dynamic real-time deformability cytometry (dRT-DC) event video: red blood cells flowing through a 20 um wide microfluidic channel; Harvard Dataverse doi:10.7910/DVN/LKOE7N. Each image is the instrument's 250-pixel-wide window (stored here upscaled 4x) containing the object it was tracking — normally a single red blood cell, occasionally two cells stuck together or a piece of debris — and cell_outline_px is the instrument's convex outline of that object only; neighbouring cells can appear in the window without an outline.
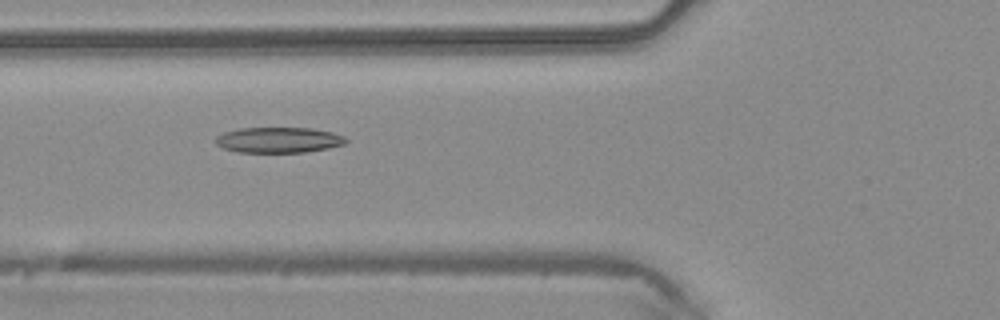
{"species": "common noctule bat (a hibernating species)", "species_latin": "Nyctalus noctula", "temperature_condition": "warm", "stored_images_in_passage": 40, "camera_frame_rate_fps": 3000, "um_per_image_px": 0.085, "animal": {"sex": "male", "body_mass_g": 20.4}, "frame": {"image": 1, "passage_image": 11, "time_ms": 3.333, "image_size_px": [1000, 320], "cell_outline_px": [[348, 140], [344, 144], [328, 148], [304, 152], [236, 152], [224, 148], [216, 144], [216, 136], [224, 132], [240, 128], [312, 128], [332, 132], [344, 136]], "centroid_in_image_um": [23.68, 11.89], "position_along_channel_um": 102.1, "area_um2": 19.36}}
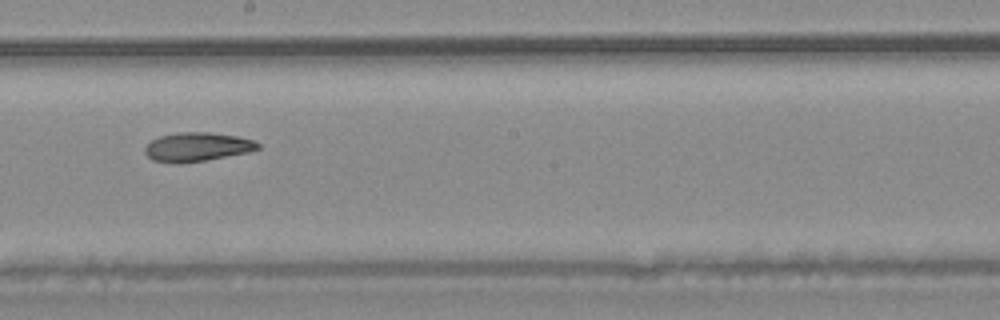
{"frame": {"image": 2, "passage_image": 20, "time_ms": 6.333, "image_size_px": [1000, 320], "cell_outline_px": [[260, 148], [248, 152], [204, 160], [180, 164], [172, 164], [152, 160], [144, 152], [144, 148], [152, 140], [160, 136], [180, 132], [208, 132], [236, 136], [252, 140], [260, 144]], "centroid_in_image_um": [16.72, 12.5], "position_along_channel_um": 231.5, "area_um2": 18.96}}
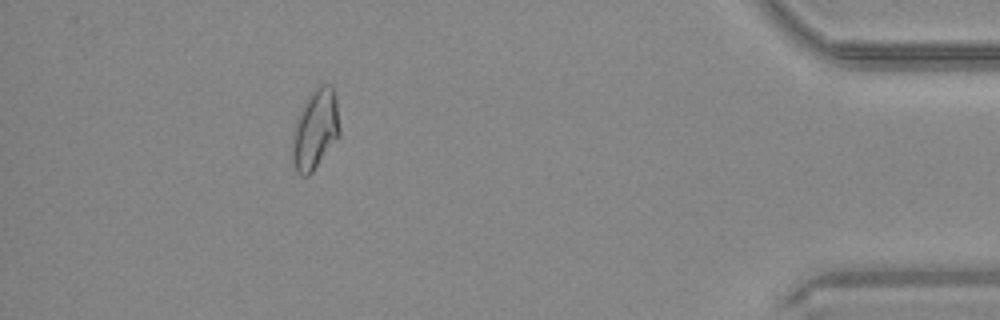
{"frame": {"image": 3, "passage_image": 36, "time_ms": 11.667, "image_size_px": [1000, 320], "cell_outline_px": [[340, 136], [312, 172], [308, 176], [300, 176], [296, 172], [292, 164], [292, 132], [300, 112], [308, 96], [320, 84], [332, 84], [336, 96], [340, 128]], "centroid_in_image_um": [26.8, 11.03], "position_along_channel_um": 408.4, "area_um2": 22.25}}